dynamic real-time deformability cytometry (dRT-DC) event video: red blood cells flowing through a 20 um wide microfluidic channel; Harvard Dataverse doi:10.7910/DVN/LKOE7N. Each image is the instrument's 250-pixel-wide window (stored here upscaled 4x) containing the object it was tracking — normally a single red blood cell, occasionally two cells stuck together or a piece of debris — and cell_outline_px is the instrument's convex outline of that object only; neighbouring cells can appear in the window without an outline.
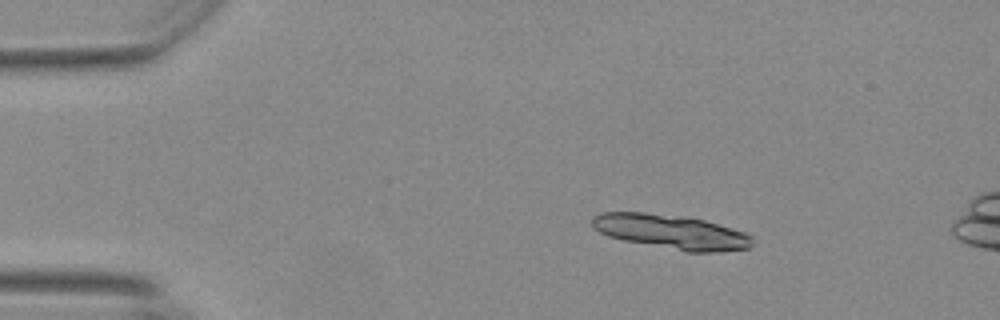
{"species": "Egyptian fruit bat (a non-hibernating species)", "species_latin": "Rousettus aegyptiacus", "temperature_condition": "warm", "stored_images_in_passage": 6, "camera_frame_rate_fps": 3000, "um_per_image_px": 0.085, "animal": {"sex": "female"}, "frame": {"image": 1, "passage_image": 1, "time_ms": 0.0, "image_size_px": [1000, 320], "cell_outline_px": [[752, 248], [720, 252], [684, 252], [624, 240], [608, 236], [600, 232], [592, 224], [592, 216], [600, 212], [644, 212], [684, 216], [704, 220], [732, 228], [744, 232], [752, 236]], "centroid_in_image_um": [57.07, 19.71], "position_along_channel_um": 27.9, "area_um2": 32.31}}